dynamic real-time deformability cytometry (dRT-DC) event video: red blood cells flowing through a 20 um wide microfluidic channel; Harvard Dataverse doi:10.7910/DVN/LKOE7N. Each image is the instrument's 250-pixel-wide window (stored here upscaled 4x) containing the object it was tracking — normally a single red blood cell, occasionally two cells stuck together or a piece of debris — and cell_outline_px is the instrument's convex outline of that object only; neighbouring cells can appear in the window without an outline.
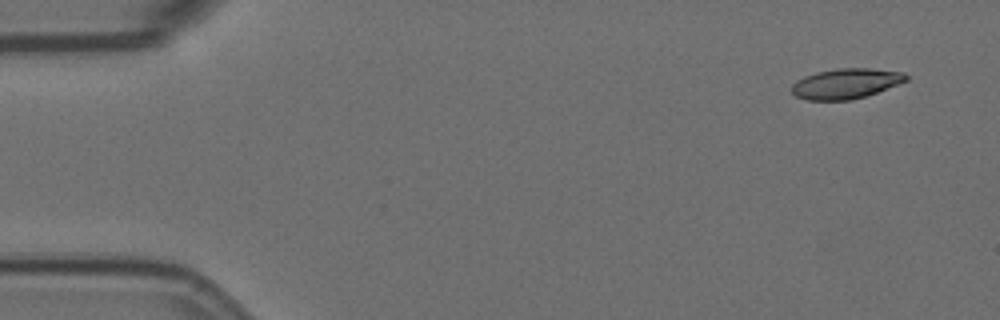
{"species": "Egyptian fruit bat (a non-hibernating species)", "species_latin": "Rousettus aegyptiacus", "temperature_condition": "room temperature", "stored_images_in_passage": 5, "camera_frame_rate_fps": 3000, "um_per_image_px": 0.085, "animal": {"sex": "female"}, "frame": {"image": 1, "passage_image": 1, "time_ms": 0.0, "image_size_px": [1000, 320], "cell_outline_px": [[908, 80], [876, 92], [852, 100], [808, 100], [796, 96], [792, 92], [792, 84], [796, 80], [804, 76], [816, 72], [836, 68], [872, 68], [904, 72], [908, 76]], "centroid_in_image_um": [71.88, 7.09], "position_along_channel_um": 13.1, "area_um2": 20.11}}
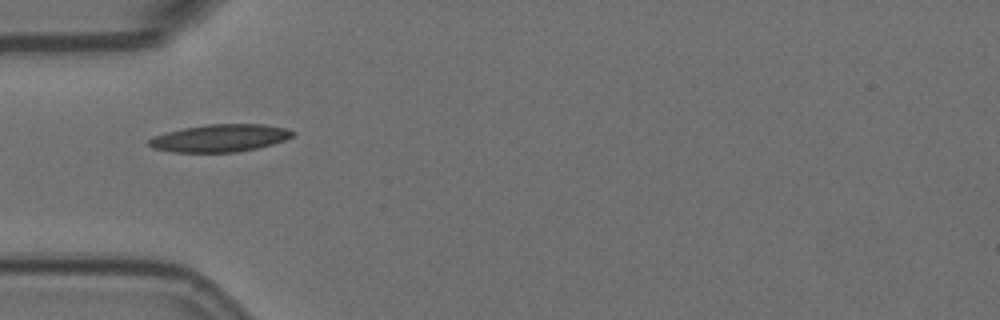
{"frame": {"image": 2, "passage_image": 5, "time_ms": 4.667, "image_size_px": [1000, 320], "cell_outline_px": [[296, 132], [292, 136], [284, 140], [260, 148], [236, 152], [172, 152], [152, 148], [148, 144], [148, 140], [156, 136], [168, 132], [184, 128], [208, 124], [264, 124], [288, 128]], "centroid_in_image_um": [18.74, 11.74], "position_along_channel_um": 66.3, "area_um2": 23.0}}